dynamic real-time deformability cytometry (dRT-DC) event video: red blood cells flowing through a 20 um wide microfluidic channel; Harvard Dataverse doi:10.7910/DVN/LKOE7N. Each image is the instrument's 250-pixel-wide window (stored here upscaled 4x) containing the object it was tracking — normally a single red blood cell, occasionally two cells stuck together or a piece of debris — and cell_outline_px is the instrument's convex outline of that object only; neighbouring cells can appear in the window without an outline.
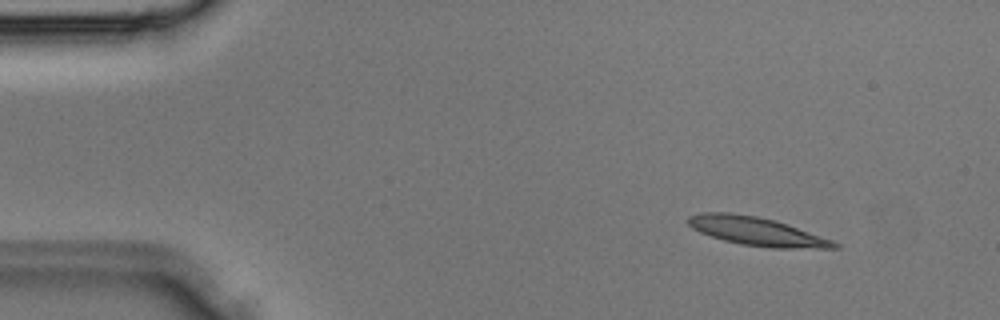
{"species": "Egyptian fruit bat (a non-hibernating species)", "species_latin": "Rousettus aegyptiacus", "temperature_condition": "room temperature", "stored_images_in_passage": 11, "camera_frame_rate_fps": 3000, "um_per_image_px": 0.085, "animal": {"sex": "male"}, "frame": {"image": 1, "passage_image": 4, "time_ms": 1.0, "image_size_px": [1000, 320], "cell_outline_px": [[840, 248], [772, 248], [740, 244], [724, 240], [700, 232], [692, 228], [688, 224], [688, 216], [700, 212], [732, 212], [756, 216], [776, 220], [832, 240], [840, 244]], "centroid_in_image_um": [64.31, 19.65], "position_along_channel_um": 20.7, "area_um2": 24.22}}